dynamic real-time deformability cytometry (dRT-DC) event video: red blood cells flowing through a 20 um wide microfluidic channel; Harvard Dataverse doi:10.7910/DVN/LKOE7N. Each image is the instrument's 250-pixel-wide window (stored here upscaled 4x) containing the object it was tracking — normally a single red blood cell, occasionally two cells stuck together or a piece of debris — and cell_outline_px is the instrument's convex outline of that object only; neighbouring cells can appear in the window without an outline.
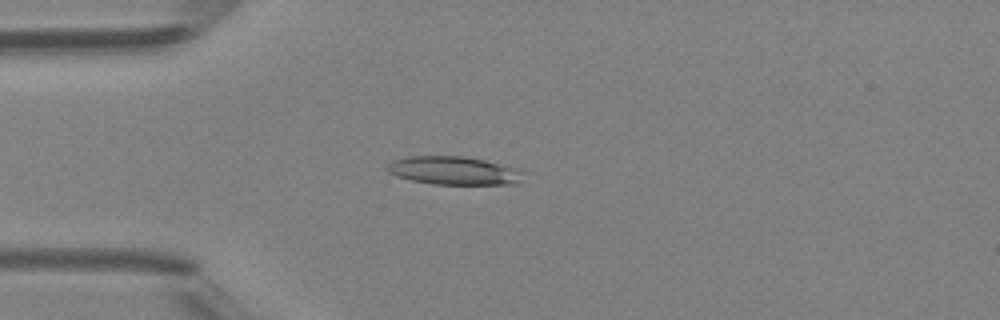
{"species": "Egyptian fruit bat (a non-hibernating species)", "species_latin": "Rousettus aegyptiacus", "temperature_condition": "room temperature", "stored_images_in_passage": 5, "camera_frame_rate_fps": 3000, "um_per_image_px": 0.085, "animal": {"sex": "female"}, "frame": {"image": 1, "passage_image": 4, "time_ms": 3.667, "image_size_px": [1000, 320], "cell_outline_px": [[524, 172], [516, 184], [432, 184], [412, 180], [396, 176], [388, 172], [384, 168], [392, 160], [408, 156], [464, 156], [524, 168]], "centroid_in_image_um": [38.59, 14.49], "position_along_channel_um": 46.4, "area_um2": 22.72}}